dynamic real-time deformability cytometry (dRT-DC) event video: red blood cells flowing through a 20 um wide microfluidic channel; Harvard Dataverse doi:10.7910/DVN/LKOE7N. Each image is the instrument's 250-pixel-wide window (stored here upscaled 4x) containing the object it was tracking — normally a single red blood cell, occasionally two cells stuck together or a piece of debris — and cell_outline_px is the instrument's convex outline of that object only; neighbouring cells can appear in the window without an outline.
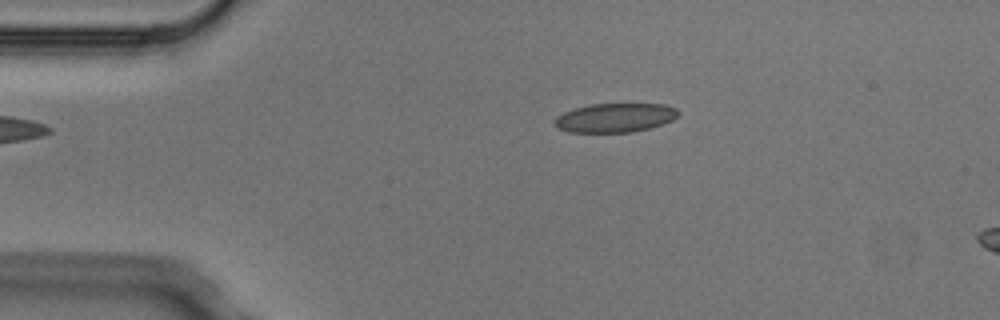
{"species": "Egyptian fruit bat (a non-hibernating species)", "species_latin": "Rousettus aegyptiacus", "temperature_condition": "cold", "stored_images_in_passage": 3, "camera_frame_rate_fps": 3000, "um_per_image_px": 0.085, "animal": {"sex": "male"}, "frame": {"image": 1, "passage_image": 1, "time_ms": 0.0, "image_size_px": [1000, 320], "cell_outline_px": [[680, 112], [672, 120], [664, 124], [652, 128], [632, 132], [568, 132], [556, 128], [552, 124], [552, 120], [556, 116], [564, 112], [576, 108], [592, 104], [664, 104], [676, 108]], "centroid_in_image_um": [52.25, 10.02], "position_along_channel_um": 32.7, "area_um2": 21.15}}